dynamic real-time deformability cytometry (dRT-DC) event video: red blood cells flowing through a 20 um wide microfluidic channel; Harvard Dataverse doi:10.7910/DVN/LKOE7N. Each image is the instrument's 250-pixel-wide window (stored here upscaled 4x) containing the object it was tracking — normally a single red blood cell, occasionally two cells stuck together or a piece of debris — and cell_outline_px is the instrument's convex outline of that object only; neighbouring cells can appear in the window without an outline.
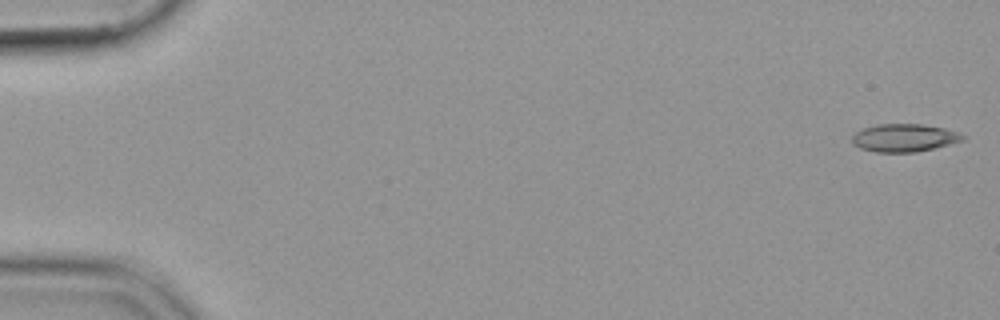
{"species": "common noctule bat (a hibernating species)", "species_latin": "Nyctalus noctula", "temperature_condition": "cold", "stored_images_in_passage": 54, "camera_frame_rate_fps": 3000, "um_per_image_px": 0.085, "animal": {"sex": "female", "body_mass_g": 19.9}, "frame": {"image": 1, "passage_image": 1, "time_ms": 0.0, "image_size_px": [1000, 320], "cell_outline_px": [[964, 140], [936, 148], [916, 152], [876, 152], [860, 148], [852, 144], [852, 136], [856, 132], [864, 128], [876, 124], [924, 124], [944, 128], [960, 132], [964, 136]], "centroid_in_image_um": [76.87, 11.71], "position_along_channel_um": 8.1, "area_um2": 18.09}}
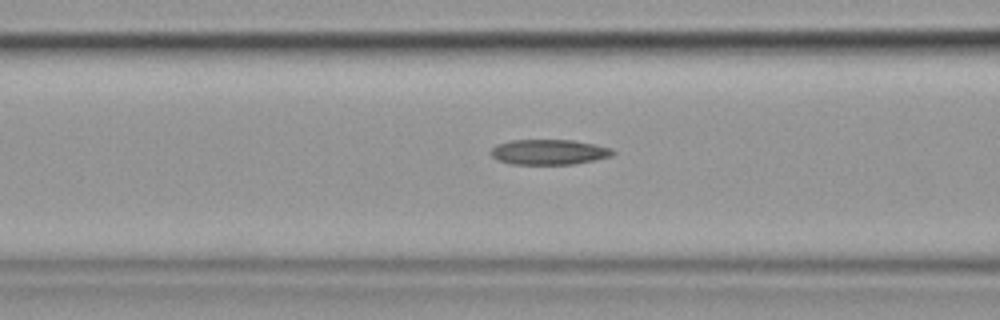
{"frame": {"image": 2, "passage_image": 22, "time_ms": 7.0, "image_size_px": [1000, 320], "cell_outline_px": [[616, 152], [612, 156], [572, 164], [512, 164], [496, 160], [488, 152], [496, 144], [512, 140], [572, 140], [596, 144], [612, 148]], "centroid_in_image_um": [46.64, 12.92], "position_along_channel_um": 120.0, "area_um2": 18.03}}
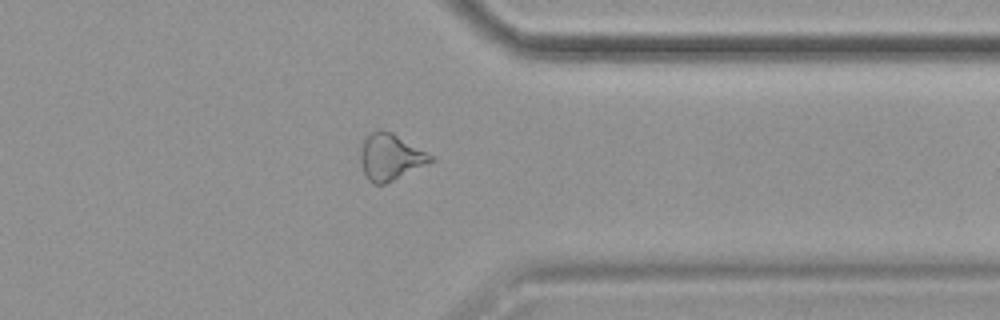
{"frame": {"image": 3, "passage_image": 43, "time_ms": 14.0, "image_size_px": [1000, 320], "cell_outline_px": [[436, 160], [384, 184], [376, 184], [368, 180], [360, 164], [360, 152], [364, 136], [376, 128], [380, 128], [392, 132], [436, 156]], "centroid_in_image_um": [33.19, 13.3], "position_along_channel_um": 378.2, "area_um2": 19.36}}